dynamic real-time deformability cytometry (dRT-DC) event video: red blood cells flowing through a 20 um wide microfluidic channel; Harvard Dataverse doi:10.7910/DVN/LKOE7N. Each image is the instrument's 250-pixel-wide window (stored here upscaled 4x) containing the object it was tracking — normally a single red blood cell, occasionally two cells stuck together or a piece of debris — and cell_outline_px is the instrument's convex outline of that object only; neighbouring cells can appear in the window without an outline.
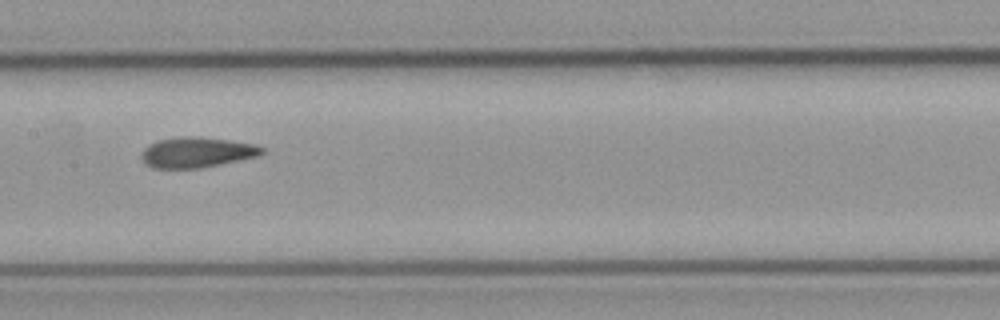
{"species": "common noctule bat (a hibernating species)", "species_latin": "Nyctalus noctula", "temperature_condition": "cold", "stored_images_in_passage": 14, "camera_frame_rate_fps": 3000, "um_per_image_px": 0.085, "animal": {"sex": "male", "body_mass_g": 23.1, "forearm_length_mm": 52.7}, "frame": {"image": 1, "passage_image": 7, "time_ms": 8.333, "image_size_px": [1000, 320], "cell_outline_px": [[264, 152], [256, 156], [220, 164], [200, 168], [152, 168], [144, 160], [144, 148], [148, 144], [156, 140], [180, 136], [200, 136], [256, 144], [264, 148]], "centroid_in_image_um": [16.74, 12.93], "position_along_channel_um": 190.7, "area_um2": 21.15}}
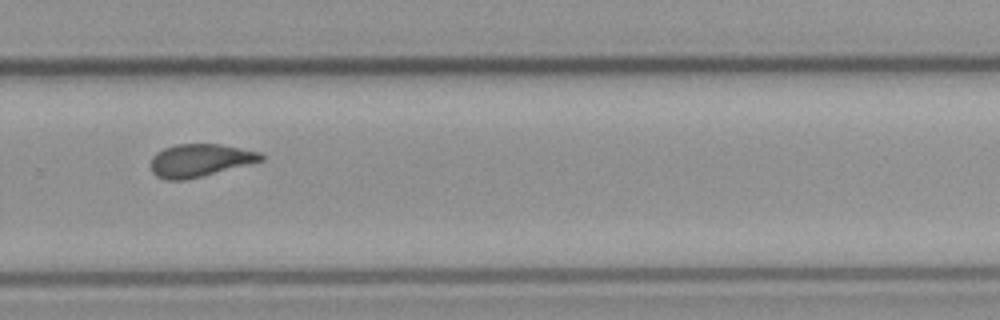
{"frame": {"image": 2, "passage_image": 10, "time_ms": 11.667, "image_size_px": [1000, 320], "cell_outline_px": [[264, 160], [184, 180], [164, 180], [156, 176], [152, 172], [152, 156], [156, 152], [164, 148], [176, 144], [220, 144], [260, 152], [264, 156]], "centroid_in_image_um": [16.96, 13.62], "position_along_channel_um": 312.8, "area_um2": 20.81}}
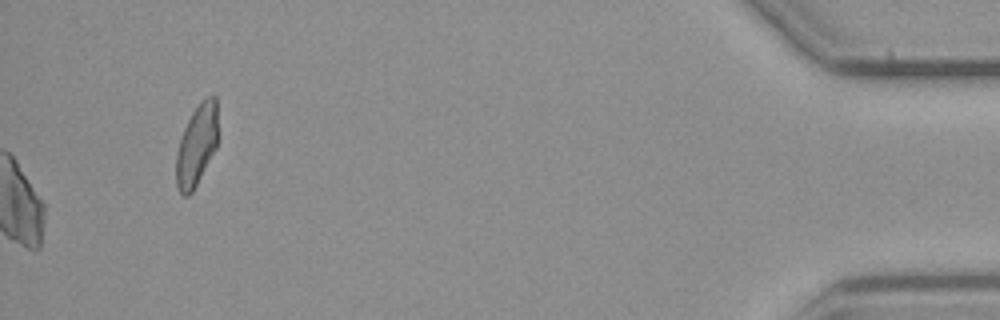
{"frame": {"image": 3, "passage_image": 14, "time_ms": 16.667, "image_size_px": [1000, 320], "cell_outline_px": [[216, 148], [192, 192], [188, 196], [184, 196], [180, 192], [176, 184], [176, 152], [180, 136], [192, 112], [200, 100], [204, 96], [216, 96]], "centroid_in_image_um": [16.68, 12.33], "position_along_channel_um": 418.5, "area_um2": 19.59}, "authors_computed_cell_mechanics": {"area_um2": 24.1893, "velocity_mm_per_s": 3.6647, "shape_relaxation_time_tau1_ms": 9.7154, "shape_relaxation_time_tau2_ms": 2.7525, "deformation_change_tau1": 0.1965, "deformation_change_tau2": 0.0874}}